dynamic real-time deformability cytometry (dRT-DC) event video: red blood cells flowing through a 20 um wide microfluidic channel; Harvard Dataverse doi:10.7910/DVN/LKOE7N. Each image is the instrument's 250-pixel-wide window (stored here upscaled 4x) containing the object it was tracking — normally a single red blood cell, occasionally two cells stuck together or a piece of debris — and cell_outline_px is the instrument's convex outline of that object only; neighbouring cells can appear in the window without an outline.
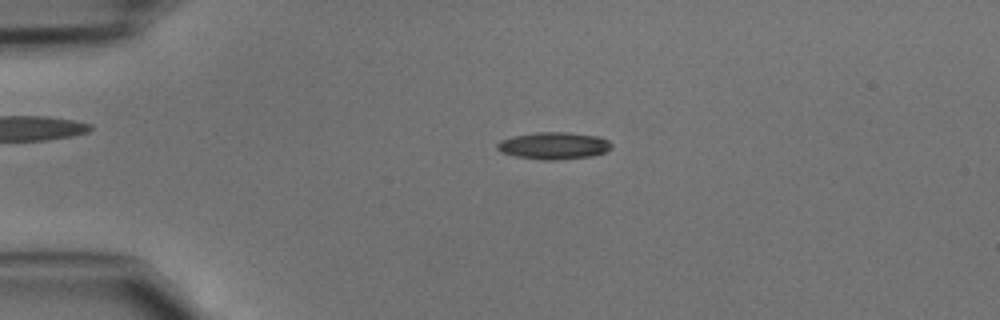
{"species": "common noctule bat (a hibernating species)", "species_latin": "Nyctalus noctula", "temperature_condition": "cold", "stored_images_in_passage": 44, "camera_frame_rate_fps": 3000, "um_per_image_px": 0.085, "animal": {"sex": "male", "body_mass_g": 15.6}, "frame": {"image": 1, "passage_image": 9, "time_ms": 2.667, "image_size_px": [1000, 320], "cell_outline_px": [[612, 148], [604, 152], [592, 156], [556, 160], [540, 160], [516, 156], [500, 152], [496, 148], [496, 144], [500, 140], [512, 136], [536, 132], [568, 132], [600, 136], [608, 140], [612, 144]], "centroid_in_image_um": [47.06, 12.38], "position_along_channel_um": 37.9, "area_um2": 18.26}}
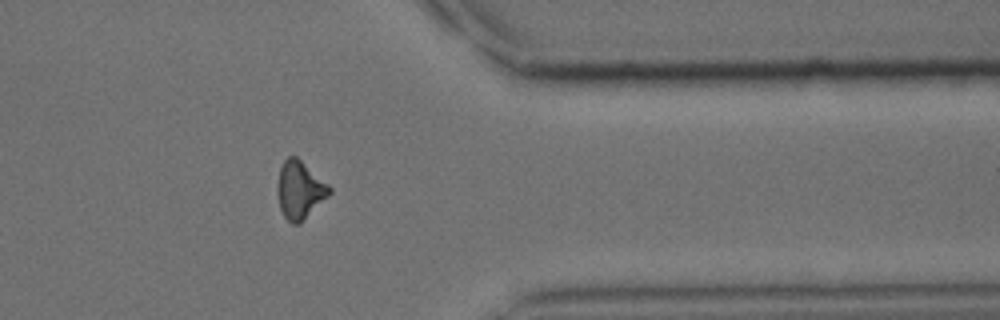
{"frame": {"image": 2, "passage_image": 36, "time_ms": 11.667, "image_size_px": [1000, 320], "cell_outline_px": [[332, 192], [300, 224], [292, 224], [284, 216], [280, 208], [276, 188], [280, 168], [284, 160], [288, 156], [296, 156], [328, 184], [332, 188]], "centroid_in_image_um": [25.47, 16.15], "position_along_channel_um": 385.9, "area_um2": 17.46}}
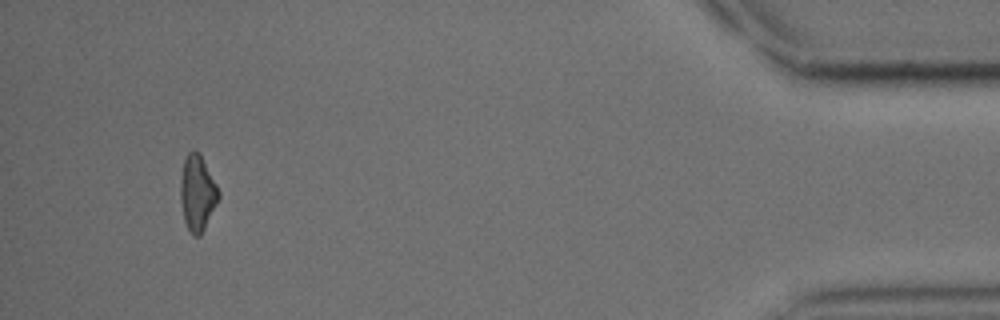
{"frame": {"image": 3, "passage_image": 42, "time_ms": 13.667, "image_size_px": [1000, 320], "cell_outline_px": [[220, 196], [200, 236], [192, 236], [184, 220], [180, 200], [180, 180], [184, 160], [188, 152], [192, 148], [200, 152], [220, 192]], "centroid_in_image_um": [16.76, 16.37], "position_along_channel_um": 418.4, "area_um2": 16.82}}